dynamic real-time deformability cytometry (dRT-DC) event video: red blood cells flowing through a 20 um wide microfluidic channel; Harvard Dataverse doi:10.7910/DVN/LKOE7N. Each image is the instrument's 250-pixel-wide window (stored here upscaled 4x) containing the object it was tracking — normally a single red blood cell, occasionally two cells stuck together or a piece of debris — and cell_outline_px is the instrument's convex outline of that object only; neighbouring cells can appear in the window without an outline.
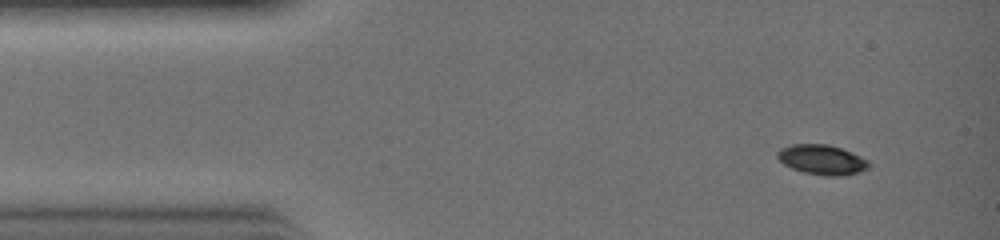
{"species": "common noctule bat (a hibernating species)", "species_latin": "Nyctalus noctula", "temperature_condition": "warm", "stored_images_in_passage": 20, "camera_frame_rate_fps": 3000, "um_per_image_px": 0.085, "animal": {"sex": "female", "body_mass_g": 19.0, "forearm_length_mm": 51.5}, "frame": {"image": 1, "passage_image": 1, "time_ms": 0.0, "image_size_px": [1000, 240], "cell_outline_px": [[872, 164], [868, 168], [860, 172], [840, 176], [828, 176], [804, 172], [792, 168], [784, 164], [776, 156], [776, 152], [780, 148], [792, 144], [828, 144], [840, 148], [860, 156], [868, 160]], "centroid_in_image_um": [69.87, 13.57], "position_along_channel_um": 15.1, "area_um2": 15.9}}
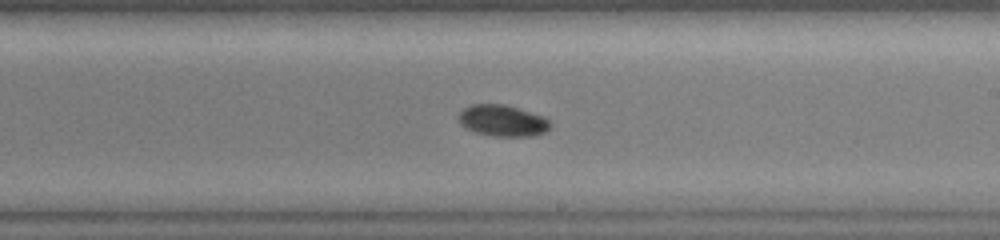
{"frame": {"image": 2, "passage_image": 16, "time_ms": 5.0, "image_size_px": [1000, 240], "cell_outline_px": [[552, 124], [544, 132], [536, 136], [496, 136], [476, 132], [460, 124], [456, 116], [464, 108], [472, 104], [504, 104], [544, 116]], "centroid_in_image_um": [42.71, 10.25], "position_along_channel_um": 246.3, "area_um2": 16.7}}
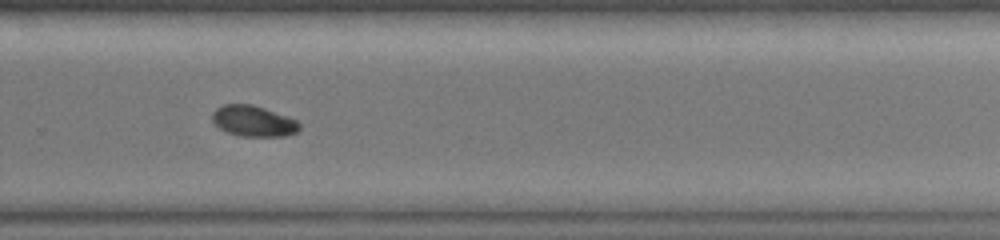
{"frame": {"image": 3, "passage_image": 19, "time_ms": 6.0, "image_size_px": [1000, 240], "cell_outline_px": [[300, 128], [296, 132], [284, 136], [240, 136], [228, 132], [220, 128], [212, 120], [212, 112], [216, 108], [224, 104], [252, 104], [264, 108], [296, 120], [300, 124]], "centroid_in_image_um": [21.52, 10.29], "position_along_channel_um": 308.3, "area_um2": 15.49}}